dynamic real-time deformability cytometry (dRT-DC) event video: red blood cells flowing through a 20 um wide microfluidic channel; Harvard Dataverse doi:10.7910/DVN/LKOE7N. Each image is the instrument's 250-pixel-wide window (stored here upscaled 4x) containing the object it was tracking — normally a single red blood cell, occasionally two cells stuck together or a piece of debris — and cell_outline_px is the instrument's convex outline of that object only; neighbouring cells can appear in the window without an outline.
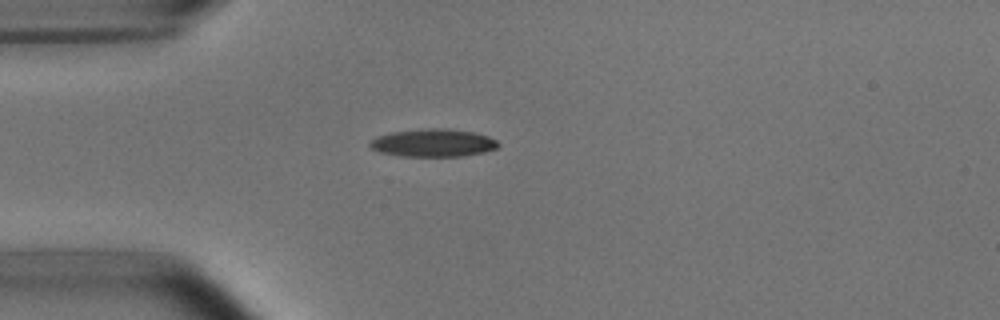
{"species": "common noctule bat (a hibernating species)", "species_latin": "Nyctalus noctula", "temperature_condition": "room temperature", "stored_images_in_passage": 3, "camera_frame_rate_fps": 3000, "um_per_image_px": 0.085, "animal": {"sex": "male", "body_mass_g": 15.6}, "frame": {"image": 1, "passage_image": 3, "time_ms": 2.333, "image_size_px": [1000, 320], "cell_outline_px": [[500, 144], [496, 148], [484, 152], [460, 156], [400, 156], [380, 152], [372, 148], [368, 144], [376, 136], [392, 132], [424, 128], [448, 128], [476, 132], [488, 136], [496, 140]], "centroid_in_image_um": [36.83, 12.13], "position_along_channel_um": 48.2, "area_um2": 20.87}}